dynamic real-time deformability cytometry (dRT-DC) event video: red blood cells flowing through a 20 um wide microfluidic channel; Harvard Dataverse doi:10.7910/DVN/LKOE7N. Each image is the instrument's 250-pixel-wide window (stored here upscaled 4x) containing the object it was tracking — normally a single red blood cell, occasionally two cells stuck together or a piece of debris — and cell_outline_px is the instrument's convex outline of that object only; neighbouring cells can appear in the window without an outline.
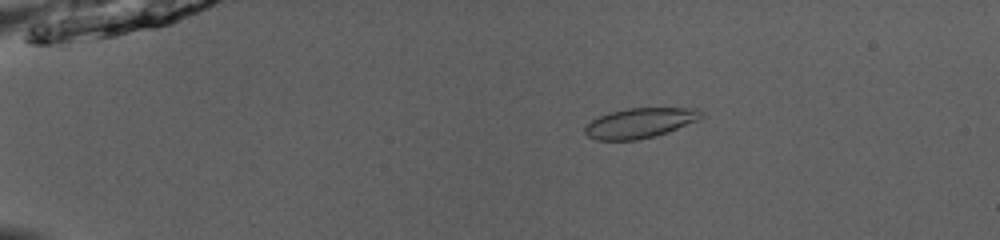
{"species": "common noctule bat (a hibernating species)", "species_latin": "Nyctalus noctula", "temperature_condition": "room temperature", "stored_images_in_passage": 51, "camera_frame_rate_fps": 3000, "um_per_image_px": 0.085, "animal": {"sex": "male", "body_mass_g": 13.0, "forearm_length_mm": 53.1}, "frame": {"image": 1, "passage_image": 11, "time_ms": 3.333, "image_size_px": [1000, 240], "cell_outline_px": [[704, 116], [696, 120], [668, 132], [656, 136], [636, 140], [596, 140], [588, 136], [584, 132], [584, 128], [592, 120], [608, 112], [628, 108], [696, 108], [704, 112]], "centroid_in_image_um": [54.39, 10.45], "position_along_channel_um": 30.6, "area_um2": 20.29}}
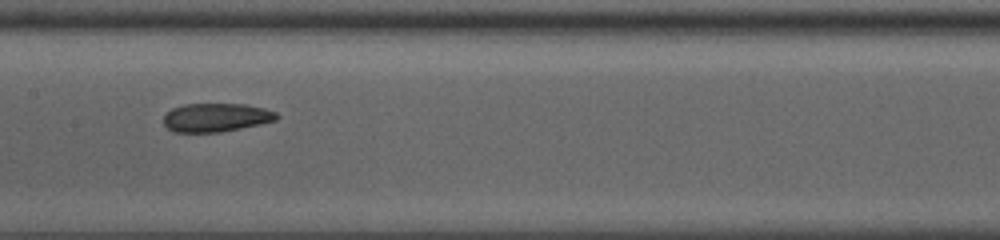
{"frame": {"image": 2, "passage_image": 28, "time_ms": 9.0, "image_size_px": [1000, 240], "cell_outline_px": [[280, 116], [276, 120], [260, 124], [220, 132], [172, 132], [164, 124], [164, 116], [172, 108], [184, 104], [244, 104], [264, 108], [276, 112]], "centroid_in_image_um": [18.37, 9.98], "position_along_channel_um": 189.0, "area_um2": 18.79}}
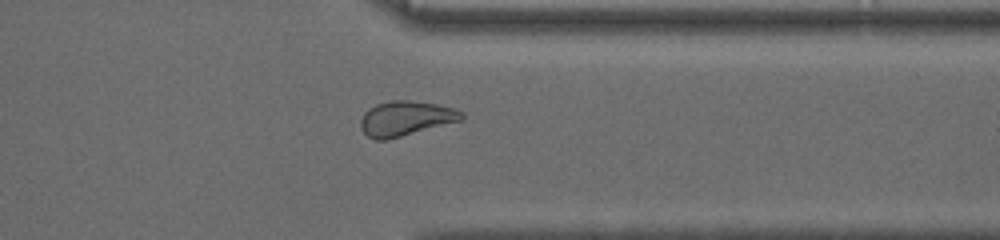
{"frame": {"image": 3, "passage_image": 42, "time_ms": 13.667, "image_size_px": [1000, 240], "cell_outline_px": [[464, 116], [460, 120], [400, 136], [384, 140], [376, 140], [368, 136], [360, 128], [360, 120], [364, 112], [368, 108], [376, 104], [392, 100], [408, 100], [436, 104], [456, 108], [464, 112]], "centroid_in_image_um": [34.45, 10.05], "position_along_channel_um": 376.9, "area_um2": 20.23}, "authors_computed_cell_mechanics": {"area_um2": 20.5768, "velocity_mm_per_s": 4.0339, "shape_relaxation_time_tau1_ms": null, "shape_relaxation_time_tau2_ms": 4.9864, "deformation_change_tau1": null, "deformation_change_tau2": 0.095}}